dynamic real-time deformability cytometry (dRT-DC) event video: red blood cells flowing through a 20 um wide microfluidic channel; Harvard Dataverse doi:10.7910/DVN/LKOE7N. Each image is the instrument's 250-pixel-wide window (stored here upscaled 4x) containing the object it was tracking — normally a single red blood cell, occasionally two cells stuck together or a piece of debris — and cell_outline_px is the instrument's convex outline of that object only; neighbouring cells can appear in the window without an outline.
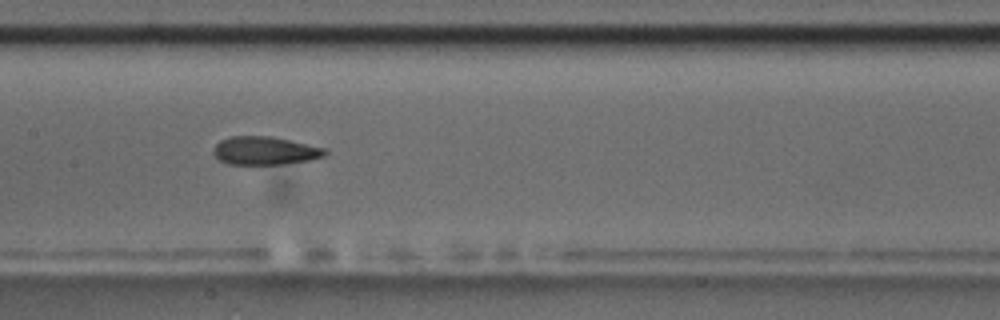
{"species": "common noctule bat (a hibernating species)", "species_latin": "Nyctalus noctula", "temperature_condition": "room temperature", "stored_images_in_passage": 9, "camera_frame_rate_fps": 3000, "um_per_image_px": 0.085, "animal": {"sex": "male", "body_mass_g": 17.5, "forearm_length_mm": 52.3}, "frame": {"image": 1, "passage_image": 8, "time_ms": 9.0, "image_size_px": [1000, 320], "cell_outline_px": [[328, 152], [324, 156], [308, 160], [284, 164], [228, 164], [220, 160], [212, 152], [216, 144], [220, 140], [232, 136], [272, 136], [328, 148]], "centroid_in_image_um": [22.55, 12.8], "position_along_channel_um": 184.9, "area_um2": 18.44}}
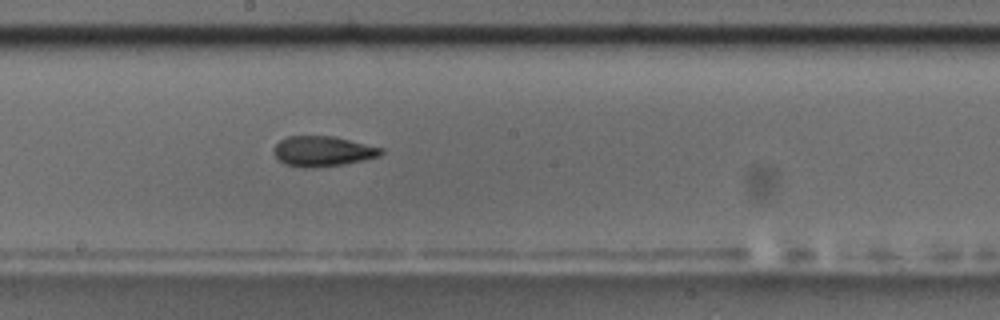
{"frame": {"image": 2, "passage_image": 9, "time_ms": 10.0, "image_size_px": [1000, 320], "cell_outline_px": [[384, 152], [380, 156], [364, 160], [340, 164], [312, 168], [304, 168], [284, 164], [276, 156], [276, 144], [280, 140], [288, 136], [332, 136], [384, 148]], "centroid_in_image_um": [27.47, 12.86], "position_along_channel_um": 220.7, "area_um2": 18.67}}